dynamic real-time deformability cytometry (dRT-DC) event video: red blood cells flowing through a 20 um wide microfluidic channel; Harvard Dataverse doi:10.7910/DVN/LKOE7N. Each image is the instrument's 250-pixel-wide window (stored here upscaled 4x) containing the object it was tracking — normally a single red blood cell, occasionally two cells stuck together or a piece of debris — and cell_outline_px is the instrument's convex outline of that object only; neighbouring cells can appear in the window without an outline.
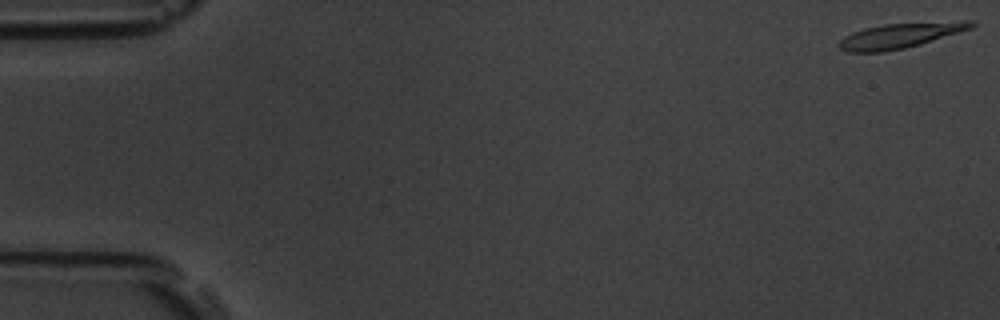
{"species": "common noctule bat (a hibernating species)", "species_latin": "Nyctalus noctula", "temperature_condition": "room temperature", "stored_images_in_passage": 54, "camera_frame_rate_fps": 3000, "um_per_image_px": 0.085, "animal": {"sex": "male", "body_mass_g": 19.5, "forearm_length_mm": 54.6}, "frame": {"image": 1, "passage_image": 1, "time_ms": 0.0, "image_size_px": [1000, 320], "cell_outline_px": [[976, 24], [972, 28], [920, 44], [904, 48], [884, 52], [848, 52], [840, 48], [836, 44], [844, 36], [852, 32], [864, 28], [884, 24], [964, 20], [972, 20]], "centroid_in_image_um": [76.5, 3.01], "position_along_channel_um": 8.5, "area_um2": 19.42}}
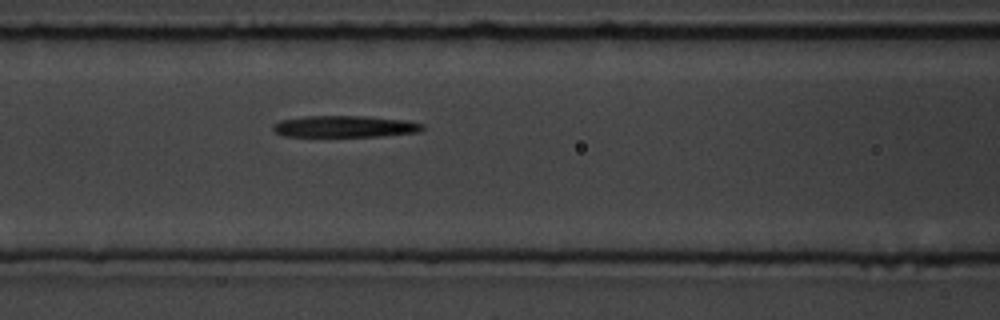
{"frame": {"image": 2, "passage_image": 23, "time_ms": 7.333, "image_size_px": [1000, 320], "cell_outline_px": [[424, 128], [420, 132], [384, 136], [284, 136], [276, 132], [272, 128], [272, 124], [280, 120], [304, 116], [364, 116], [408, 120], [424, 124]], "centroid_in_image_um": [29.34, 10.74], "position_along_channel_um": 137.3, "area_um2": 18.96}}
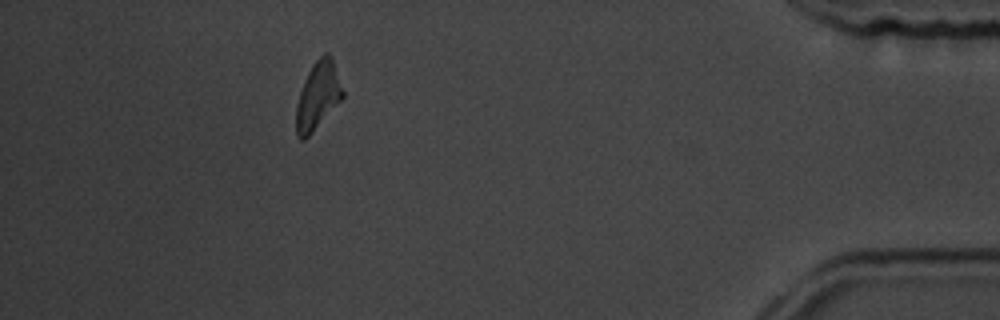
{"frame": {"image": 3, "passage_image": 49, "time_ms": 16.0, "image_size_px": [1000, 320], "cell_outline_px": [[344, 96], [308, 136], [304, 140], [300, 140], [296, 136], [296, 104], [304, 80], [312, 64], [324, 52], [328, 52], [332, 56], [344, 92]], "centroid_in_image_um": [27.01, 8.1], "position_along_channel_um": 408.2, "area_um2": 18.21}, "authors_computed_cell_mechanics": {"area_um2": 19.2474, "velocity_mm_per_s": 3.7524, "shape_relaxation_time_tau1_ms": 7.1669, "shape_relaxation_time_tau2_ms": null, "deformation_change_tau1": 0.2277, "deformation_change_tau2": null}}